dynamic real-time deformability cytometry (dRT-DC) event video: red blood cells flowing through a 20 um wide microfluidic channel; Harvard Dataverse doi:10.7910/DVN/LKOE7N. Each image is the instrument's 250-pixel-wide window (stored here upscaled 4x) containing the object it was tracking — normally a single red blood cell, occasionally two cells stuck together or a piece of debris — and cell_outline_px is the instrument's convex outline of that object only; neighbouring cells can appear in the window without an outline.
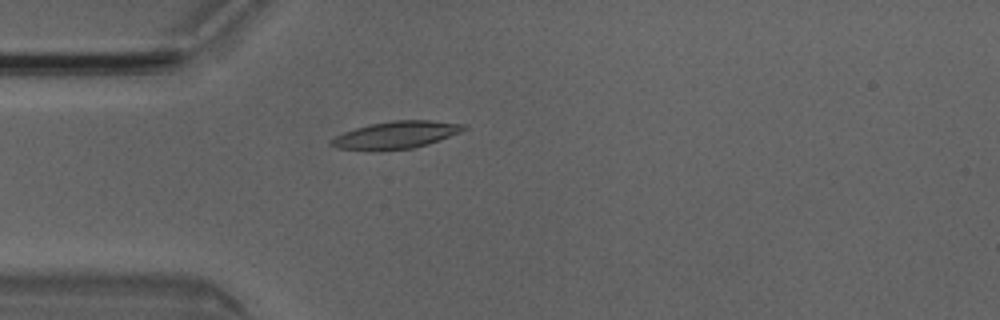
{"species": "Egyptian fruit bat (a non-hibernating species)", "species_latin": "Rousettus aegyptiacus", "temperature_condition": "room temperature", "stored_images_in_passage": 5, "camera_frame_rate_fps": 3000, "um_per_image_px": 0.085, "animal": {"sex": "male"}, "frame": {"image": 1, "passage_image": 5, "time_ms": 1.333, "image_size_px": [1000, 320], "cell_outline_px": [[468, 128], [460, 132], [428, 144], [416, 148], [380, 152], [372, 152], [336, 148], [328, 144], [328, 140], [344, 132], [368, 124], [392, 120], [432, 120], [468, 124]], "centroid_in_image_um": [33.62, 11.49], "position_along_channel_um": 51.4, "area_um2": 21.85}}